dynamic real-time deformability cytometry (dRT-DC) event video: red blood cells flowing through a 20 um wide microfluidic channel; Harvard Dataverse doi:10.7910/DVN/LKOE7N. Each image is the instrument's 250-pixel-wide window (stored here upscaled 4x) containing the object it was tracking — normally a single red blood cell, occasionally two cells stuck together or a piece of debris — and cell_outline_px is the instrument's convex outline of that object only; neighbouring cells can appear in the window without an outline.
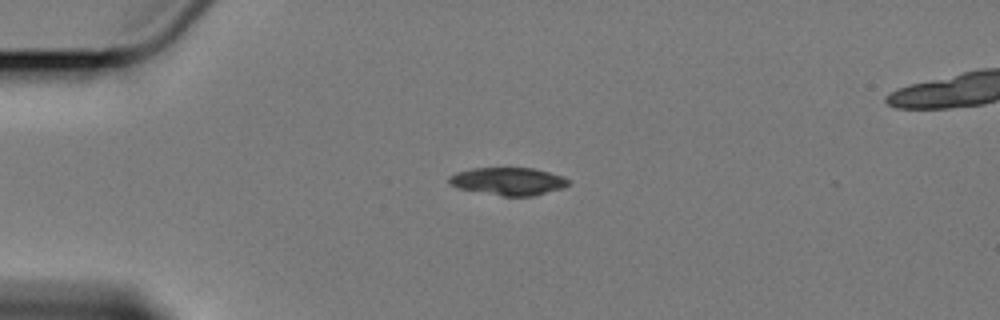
{"species": "Egyptian fruit bat (a non-hibernating species)", "species_latin": "Rousettus aegyptiacus", "temperature_condition": "cold", "stored_images_in_passage": 6, "camera_frame_rate_fps": 3000, "um_per_image_px": 0.085, "animal": {"sex": "female"}, "frame": {"image": 1, "passage_image": 4, "time_ms": 3.667, "image_size_px": [1000, 320], "cell_outline_px": [[572, 184], [564, 188], [532, 196], [504, 196], [460, 188], [452, 184], [448, 180], [448, 176], [456, 172], [472, 168], [532, 168], [564, 176], [572, 180]], "centroid_in_image_um": [43.28, 15.4], "position_along_channel_um": 41.7, "area_um2": 19.25}}